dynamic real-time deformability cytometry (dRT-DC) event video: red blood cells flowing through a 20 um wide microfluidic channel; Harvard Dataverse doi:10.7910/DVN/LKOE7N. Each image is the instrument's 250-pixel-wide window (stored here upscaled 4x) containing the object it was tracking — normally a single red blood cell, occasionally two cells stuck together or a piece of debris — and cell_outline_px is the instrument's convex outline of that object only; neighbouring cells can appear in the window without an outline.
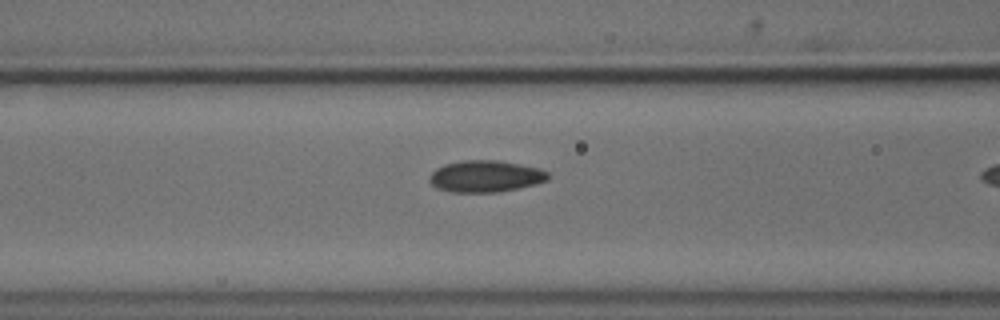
{"species": "common noctule bat (a hibernating species)", "species_latin": "Nyctalus noctula", "temperature_condition": "cold", "stored_images_in_passage": 20, "camera_frame_rate_fps": 3000, "um_per_image_px": 0.085, "animal": {"sex": "male", "body_mass_g": 18.8}, "frame": {"image": 1, "passage_image": 19, "time_ms": 6.0, "image_size_px": [1000, 320], "cell_outline_px": [[552, 176], [548, 180], [536, 184], [496, 192], [452, 192], [436, 188], [428, 180], [428, 176], [436, 168], [444, 164], [460, 160], [500, 160], [540, 168], [548, 172]], "centroid_in_image_um": [41.27, 14.97], "position_along_channel_um": 125.3, "area_um2": 22.14}}